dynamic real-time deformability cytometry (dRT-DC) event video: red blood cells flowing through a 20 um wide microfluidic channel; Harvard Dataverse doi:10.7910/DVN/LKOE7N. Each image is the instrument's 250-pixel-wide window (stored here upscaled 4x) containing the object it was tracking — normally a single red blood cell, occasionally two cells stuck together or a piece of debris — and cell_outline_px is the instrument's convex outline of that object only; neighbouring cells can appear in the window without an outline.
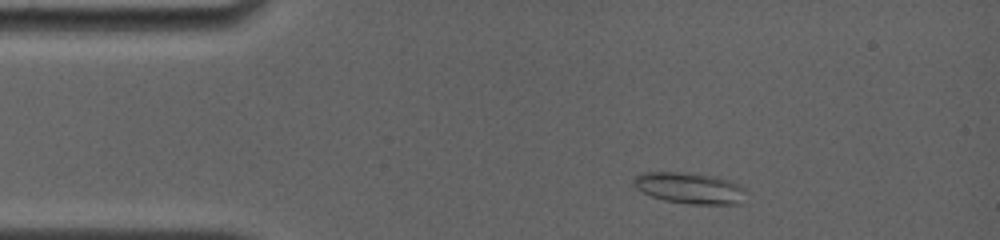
{"species": "common noctule bat (a hibernating species)", "species_latin": "Nyctalus noctula", "temperature_condition": "room temperature", "stored_images_in_passage": 51, "camera_frame_rate_fps": 4000, "um_per_image_px": 0.085, "animal": {"sex": "female", "body_mass_g": 19.0, "forearm_length_mm": 56.7}, "frame": {"image": 1, "passage_image": 6, "time_ms": 1.5, "image_size_px": [1000, 240], "cell_outline_px": [[744, 188], [736, 204], [692, 204], [664, 200], [652, 196], [636, 188], [632, 184], [632, 180], [640, 172], [680, 172], [716, 176], [732, 180]], "centroid_in_image_um": [58.54, 15.96], "position_along_channel_um": 26.5, "area_um2": 20.11}}
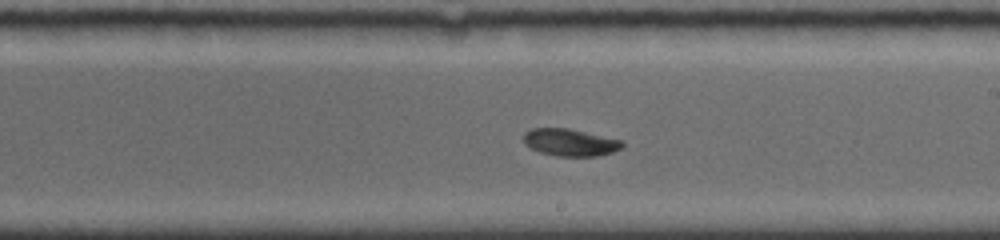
{"frame": {"image": 2, "passage_image": 29, "time_ms": 8.5, "image_size_px": [1000, 240], "cell_outline_px": [[624, 144], [620, 148], [612, 152], [596, 156], [556, 156], [540, 152], [524, 144], [524, 132], [532, 128], [568, 128], [620, 140]], "centroid_in_image_um": [48.41, 12.1], "position_along_channel_um": 240.6, "area_um2": 15.43}}
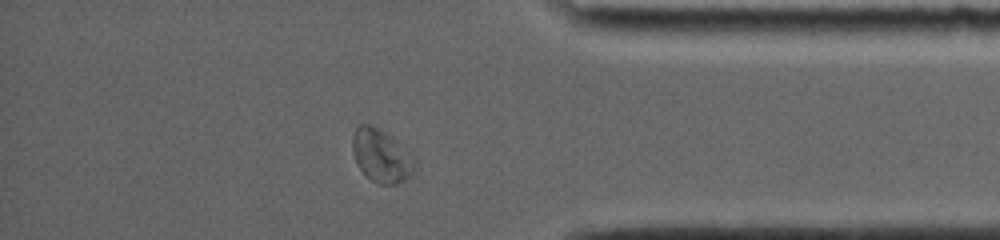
{"frame": {"image": 3, "passage_image": 46, "time_ms": 13.0, "image_size_px": [1000, 240], "cell_outline_px": [[416, 172], [404, 180], [396, 184], [380, 184], [372, 180], [356, 164], [352, 152], [352, 136], [356, 124], [368, 124], [392, 136], [412, 152], [416, 156]], "centroid_in_image_um": [32.45, 13.23], "position_along_channel_um": 402.7, "area_um2": 19.71}, "authors_computed_cell_mechanics": {"area_um2": 16.3574, "velocity_mm_per_s": 3.7721, "shape_relaxation_time_tau1_ms": 3.5254, "shape_relaxation_time_tau2_ms": null, "deformation_change_tau1": 0.1006, "deformation_change_tau2": null}}